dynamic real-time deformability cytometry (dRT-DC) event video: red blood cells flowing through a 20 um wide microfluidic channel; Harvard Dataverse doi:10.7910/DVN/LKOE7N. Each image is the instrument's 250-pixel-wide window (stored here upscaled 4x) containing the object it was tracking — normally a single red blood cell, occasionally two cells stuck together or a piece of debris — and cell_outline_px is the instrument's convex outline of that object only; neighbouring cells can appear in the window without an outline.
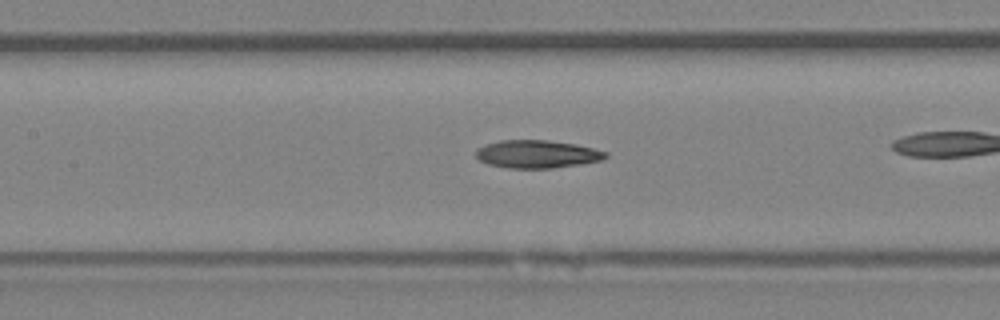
{"species": "Egyptian fruit bat (a non-hibernating species)", "species_latin": "Rousettus aegyptiacus", "temperature_condition": "room temperature", "stored_images_in_passage": 29, "camera_frame_rate_fps": 3000, "um_per_image_px": 0.085, "animal": {"sex": "female"}, "frame": {"image": 1, "passage_image": 13, "time_ms": 4.0, "image_size_px": [1000, 320], "cell_outline_px": [[608, 156], [600, 160], [580, 164], [552, 168], [508, 168], [488, 164], [480, 160], [476, 156], [476, 148], [484, 144], [500, 140], [548, 140], [576, 144], [608, 152]], "centroid_in_image_um": [45.62, 13.09], "position_along_channel_um": 161.8, "area_um2": 21.1}}